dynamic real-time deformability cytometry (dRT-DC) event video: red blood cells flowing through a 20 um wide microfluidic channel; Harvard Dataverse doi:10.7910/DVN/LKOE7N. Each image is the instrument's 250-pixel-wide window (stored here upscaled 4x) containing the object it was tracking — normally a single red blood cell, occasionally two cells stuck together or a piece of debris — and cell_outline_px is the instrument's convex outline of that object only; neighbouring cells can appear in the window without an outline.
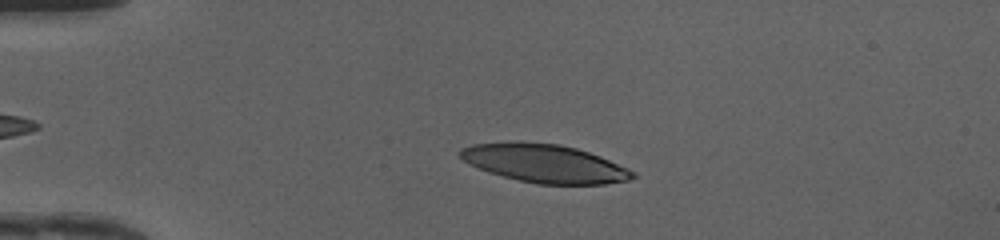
{"species": "human", "species_latin": "Homo sapiens", "temperature_condition": "cold", "stored_images_in_passage": 40, "camera_frame_rate_fps": 3000, "um_per_image_px": 0.085, "donor": {"sex": "female"}, "frame": {"image": 1, "passage_image": 3, "time_ms": 0.667, "image_size_px": [1000, 240], "cell_outline_px": [[636, 176], [628, 180], [604, 184], [540, 184], [520, 180], [488, 172], [468, 164], [460, 156], [460, 148], [472, 144], [512, 140], [520, 140], [560, 144], [576, 148], [600, 156], [628, 168], [636, 172]], "centroid_in_image_um": [46.26, 13.86], "position_along_channel_um": 38.7, "area_um2": 38.78}}
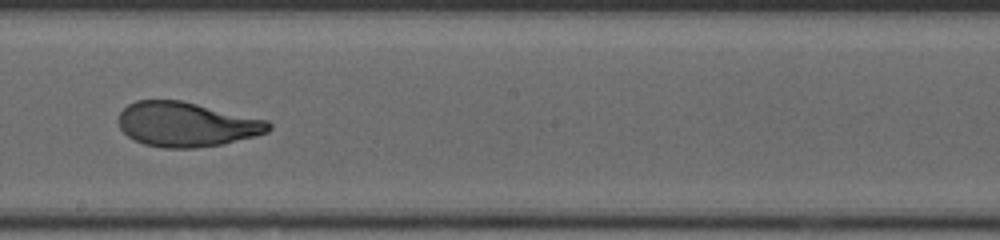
{"frame": {"image": 2, "passage_image": 20, "time_ms": 6.333, "image_size_px": [1000, 240], "cell_outline_px": [[272, 128], [268, 132], [256, 136], [224, 144], [196, 148], [164, 148], [144, 144], [132, 140], [120, 128], [116, 120], [120, 112], [128, 104], [136, 100], [180, 100], [268, 120], [272, 124]], "centroid_in_image_um": [15.84, 10.58], "position_along_channel_um": 232.4, "area_um2": 39.36}}
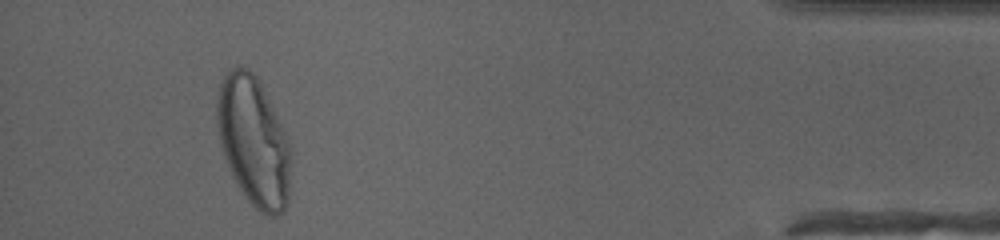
{"frame": {"image": 3, "passage_image": 37, "time_ms": 12.0, "image_size_px": [1000, 240], "cell_outline_px": [[292, 152], [288, 204], [284, 212], [280, 216], [268, 216], [260, 212], [240, 192], [228, 168], [220, 148], [216, 128], [216, 100], [220, 80], [232, 68], [248, 68], [260, 80], [288, 140]], "centroid_in_image_um": [21.54, 12.06], "position_along_channel_um": 413.7, "area_um2": 56.59}, "authors_computed_cell_mechanics": {"area_um2": 40.0265, "velocity_mm_per_s": 4.1818, "shape_relaxation_time_tau1_ms": 4.2535, "shape_relaxation_time_tau2_ms": 1.071, "deformation_change_tau1": 0.2324, "deformation_change_tau2": 0.0677}}